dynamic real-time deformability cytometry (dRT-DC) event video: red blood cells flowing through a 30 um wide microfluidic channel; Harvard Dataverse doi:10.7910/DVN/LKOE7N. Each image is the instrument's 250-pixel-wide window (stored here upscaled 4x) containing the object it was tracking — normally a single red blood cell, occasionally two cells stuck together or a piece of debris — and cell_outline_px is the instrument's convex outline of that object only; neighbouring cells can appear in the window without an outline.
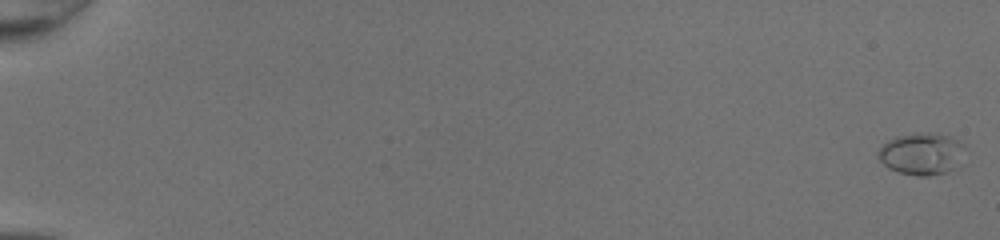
{"species": "common noctule bat (a hibernating species)", "species_latin": "Nyctalus noctula", "temperature_condition": "room temperature", "stored_images_in_passage": 52, "camera_frame_rate_fps": 3000, "um_per_image_px": 0.085, "animal": {"sex": "female", "body_mass_g": 20.0, "forearm_length_mm": 54.0}, "frame": {"image": 1, "passage_image": 1, "time_ms": 0.0, "image_size_px": [1000, 240], "cell_outline_px": [[964, 148], [952, 168], [948, 172], [928, 176], [920, 176], [900, 172], [888, 168], [880, 160], [880, 148], [888, 140], [896, 136], [916, 132], [936, 132], [948, 136], [964, 144]], "centroid_in_image_um": [78.3, 13.04], "position_along_channel_um": 6.7, "area_um2": 20.75}}
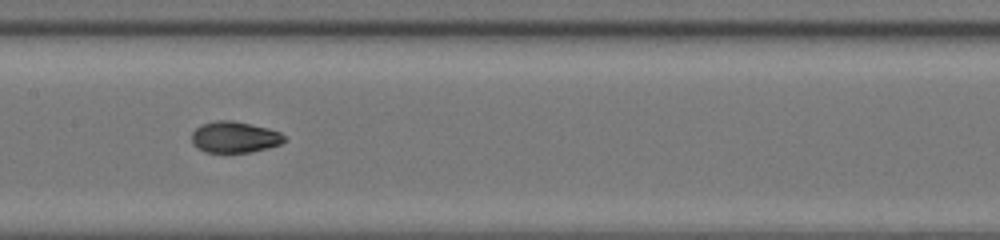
{"frame": {"image": 2, "passage_image": 29, "time_ms": 9.333, "image_size_px": [1000, 240], "cell_outline_px": [[288, 140], [280, 144], [268, 148], [252, 152], [204, 152], [192, 144], [192, 132], [200, 124], [216, 120], [232, 120], [268, 128], [280, 132], [288, 136]], "centroid_in_image_um": [19.97, 11.65], "position_along_channel_um": 187.4, "area_um2": 17.11}}
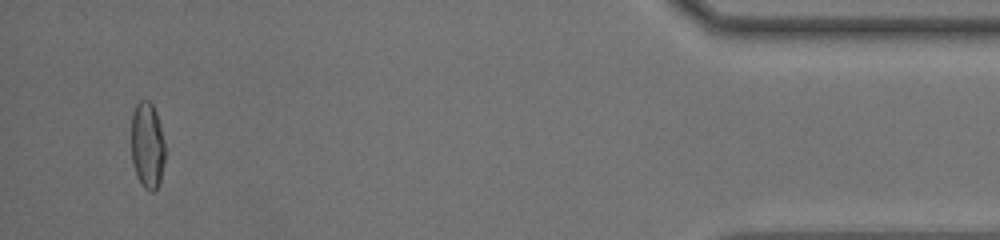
{"frame": {"image": 3, "passage_image": 50, "time_ms": 16.333, "image_size_px": [1000, 240], "cell_outline_px": [[168, 152], [160, 180], [156, 188], [152, 192], [144, 188], [136, 176], [132, 164], [132, 112], [136, 104], [140, 100], [148, 100], [152, 104], [156, 112], [160, 124]], "centroid_in_image_um": [12.56, 12.36], "position_along_channel_um": 422.6, "area_um2": 17.51}, "authors_computed_cell_mechanics": {"area_um2": 16.9643, "velocity_mm_per_s": 4.2824, "shape_relaxation_time_tau1_ms": 6.6468, "shape_relaxation_time_tau2_ms": 0.9876, "deformation_change_tau1": 0.2236, "deformation_change_tau2": 0.0504}}